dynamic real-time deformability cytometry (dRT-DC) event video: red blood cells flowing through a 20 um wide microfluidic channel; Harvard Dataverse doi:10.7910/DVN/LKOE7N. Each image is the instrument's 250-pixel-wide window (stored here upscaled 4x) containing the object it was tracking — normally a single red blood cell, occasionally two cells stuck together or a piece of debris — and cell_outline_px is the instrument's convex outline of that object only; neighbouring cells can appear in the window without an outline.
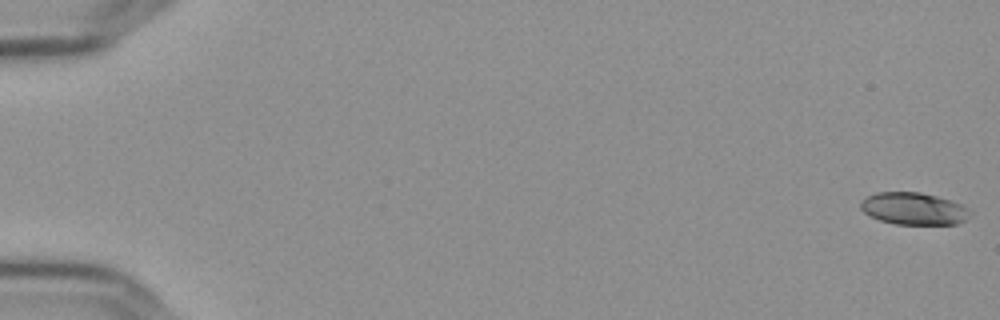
{"species": "Egyptian fruit bat (a non-hibernating species)", "species_latin": "Rousettus aegyptiacus", "temperature_condition": "cold", "stored_images_in_passage": 57, "camera_frame_rate_fps": 3000, "um_per_image_px": 0.085, "frame": {"image": 1, "passage_image": 1, "time_ms": 0.0, "image_size_px": [1000, 320], "cell_outline_px": [[972, 212], [964, 220], [956, 224], [896, 224], [880, 220], [864, 212], [860, 208], [860, 204], [868, 196], [876, 192], [920, 192], [936, 196], [960, 204], [968, 208]], "centroid_in_image_um": [77.66, 17.73], "position_along_channel_um": 7.3, "area_um2": 20.23}}
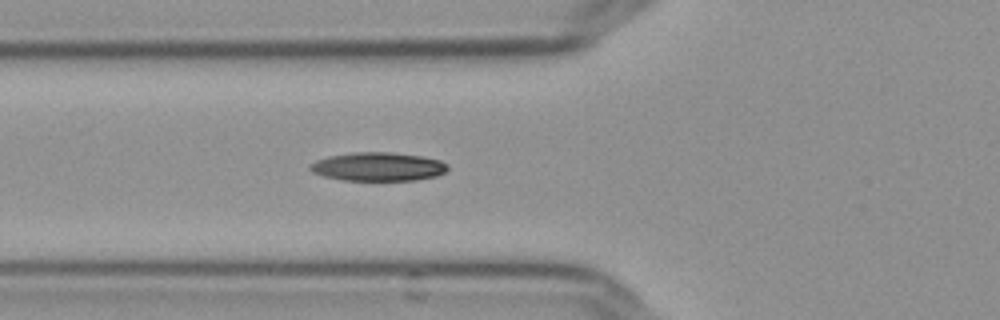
{"frame": {"image": 2, "passage_image": 22, "time_ms": 7.0, "image_size_px": [1000, 320], "cell_outline_px": [[448, 168], [444, 172], [436, 176], [412, 180], [344, 180], [324, 176], [312, 172], [308, 168], [316, 160], [328, 156], [352, 152], [388, 152], [420, 156], [440, 160], [448, 164]], "centroid_in_image_um": [32.12, 14.16], "position_along_channel_um": 93.7, "area_um2": 22.77}}
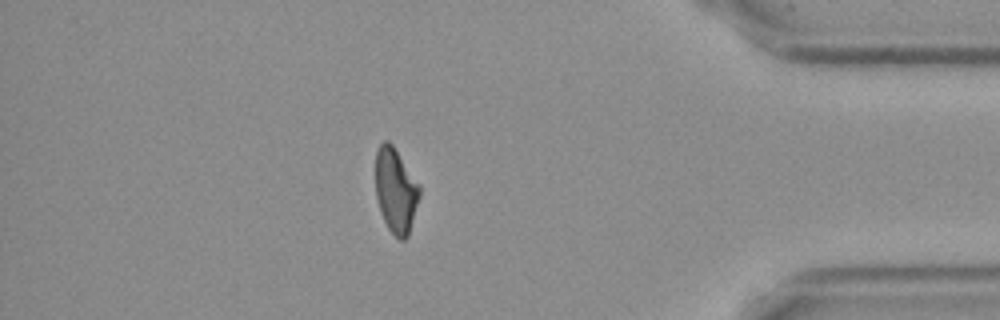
{"frame": {"image": 3, "passage_image": 50, "time_ms": 16.333, "image_size_px": [1000, 320], "cell_outline_px": [[420, 196], [408, 236], [404, 240], [400, 240], [388, 228], [380, 212], [376, 196], [376, 152], [380, 144], [384, 140], [388, 140], [392, 144], [420, 184]], "centroid_in_image_um": [33.64, 16.18], "position_along_channel_um": 401.6, "area_um2": 21.73}, "authors_computed_cell_mechanics": {"area_um2": 22.1952, "velocity_mm_per_s": 3.6398, "shape_relaxation_time_tau1_ms": 4.4504, "shape_relaxation_time_tau2_ms": 4.6923, "deformation_change_tau1": 0.145, "deformation_change_tau2": 0.1}}